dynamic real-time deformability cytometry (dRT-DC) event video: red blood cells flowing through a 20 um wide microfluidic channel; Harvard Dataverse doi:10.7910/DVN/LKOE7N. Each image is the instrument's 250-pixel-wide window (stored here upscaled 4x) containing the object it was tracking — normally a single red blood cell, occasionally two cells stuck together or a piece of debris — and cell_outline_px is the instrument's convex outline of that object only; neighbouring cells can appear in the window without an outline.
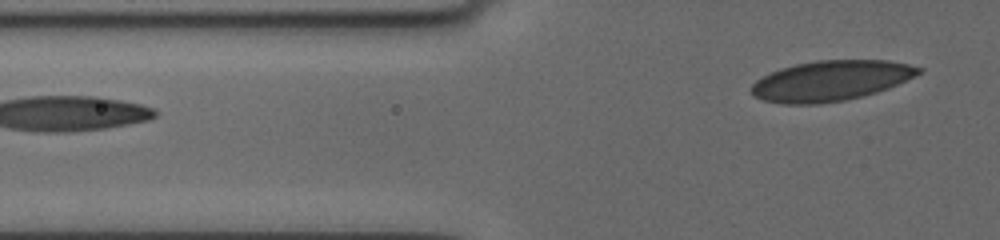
{"species": "human", "species_latin": "Homo sapiens", "temperature_condition": "cold", "stored_images_in_passage": 7, "segment_of_instrument_passage": [2, 2], "camera_frame_rate_fps": 3000, "um_per_image_px": 0.085, "donor": {"sex": "female"}, "frame": {"image": 1, "passage_image": 7, "time_ms": 5.667, "image_size_px": [1000, 240], "cell_outline_px": [[924, 72], [888, 88], [876, 92], [844, 100], [816, 104], [784, 104], [764, 100], [752, 96], [752, 84], [760, 76], [780, 68], [796, 64], [816, 60], [888, 60], [908, 64], [924, 68]], "centroid_in_image_um": [70.61, 6.85], "position_along_channel_um": 55.2, "area_um2": 39.3}}